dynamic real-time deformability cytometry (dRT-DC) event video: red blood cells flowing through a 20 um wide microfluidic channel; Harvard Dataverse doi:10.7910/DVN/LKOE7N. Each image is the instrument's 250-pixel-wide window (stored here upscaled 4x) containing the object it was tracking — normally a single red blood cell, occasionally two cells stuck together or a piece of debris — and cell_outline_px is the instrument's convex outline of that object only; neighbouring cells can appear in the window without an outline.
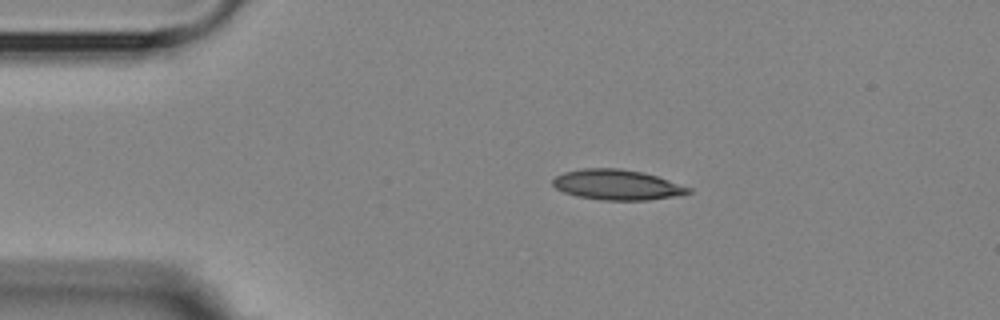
{"species": "Egyptian fruit bat (a non-hibernating species)", "species_latin": "Rousettus aegyptiacus", "temperature_condition": "room temperature", "stored_images_in_passage": 2, "camera_frame_rate_fps": 3000, "um_per_image_px": 0.085, "animal": {"sex": "female"}, "frame": {"image": 1, "passage_image": 1, "time_ms": 0.0, "image_size_px": [1000, 320], "cell_outline_px": [[692, 192], [672, 196], [648, 200], [600, 200], [576, 196], [564, 192], [556, 188], [552, 184], [552, 180], [556, 176], [564, 172], [584, 168], [620, 168], [644, 172], [692, 188]], "centroid_in_image_um": [52.42, 15.7], "position_along_channel_um": 32.6, "area_um2": 23.87}}